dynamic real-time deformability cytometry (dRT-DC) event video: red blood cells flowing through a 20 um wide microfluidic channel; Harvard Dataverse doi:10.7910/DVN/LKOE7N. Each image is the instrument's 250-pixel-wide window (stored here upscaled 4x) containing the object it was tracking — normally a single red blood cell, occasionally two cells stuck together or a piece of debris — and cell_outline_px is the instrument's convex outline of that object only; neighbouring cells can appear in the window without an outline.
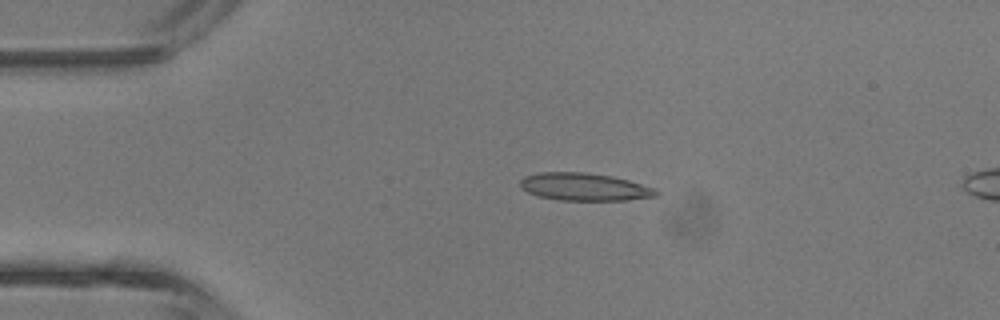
{"species": "common noctule bat (a hibernating species)", "species_latin": "Nyctalus noctula", "temperature_condition": "room temperature", "stored_images_in_passage": 12, "camera_frame_rate_fps": 3000, "um_per_image_px": 0.085, "animal": {"sex": "male", "body_mass_g": 13.3}, "frame": {"image": 1, "passage_image": 9, "time_ms": 2.667, "image_size_px": [1000, 320], "cell_outline_px": [[660, 196], [628, 200], [560, 200], [540, 196], [528, 192], [520, 188], [520, 180], [524, 176], [540, 172], [588, 172], [612, 176], [628, 180], [656, 188], [660, 192]], "centroid_in_image_um": [49.72, 15.88], "position_along_channel_um": 35.3, "area_um2": 22.08}}